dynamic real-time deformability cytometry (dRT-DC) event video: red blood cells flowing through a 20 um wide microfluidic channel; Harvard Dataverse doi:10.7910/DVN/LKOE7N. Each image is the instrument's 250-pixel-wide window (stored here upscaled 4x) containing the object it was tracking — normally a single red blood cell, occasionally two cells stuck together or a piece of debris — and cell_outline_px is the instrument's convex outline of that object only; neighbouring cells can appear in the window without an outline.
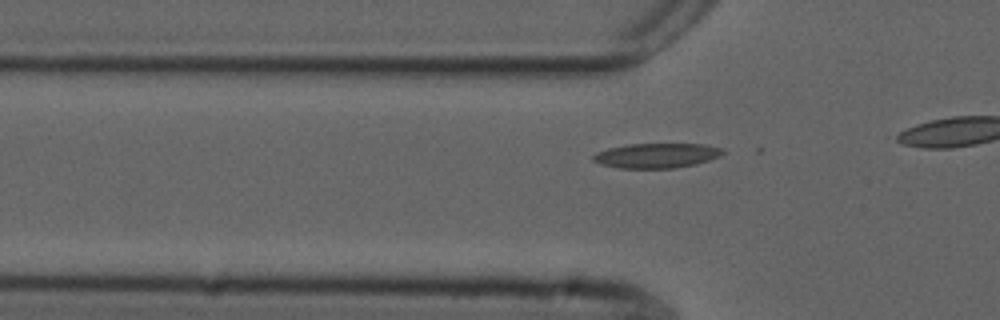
{"species": "common noctule bat (a hibernating species)", "species_latin": "Nyctalus noctula", "temperature_condition": "cold", "stored_images_in_passage": 20, "camera_frame_rate_fps": 3000, "um_per_image_px": 0.085, "animal": {"sex": "male", "forearm_length_mm": 52.5}, "frame": {"image": 1, "passage_image": 14, "time_ms": 4.333, "image_size_px": [1000, 320], "cell_outline_px": [[724, 152], [720, 156], [696, 164], [676, 168], [620, 168], [600, 164], [592, 160], [592, 156], [596, 152], [608, 148], [628, 144], [704, 144], [720, 148]], "centroid_in_image_um": [55.77, 13.22], "position_along_channel_um": 70.0, "area_um2": 18.67}}